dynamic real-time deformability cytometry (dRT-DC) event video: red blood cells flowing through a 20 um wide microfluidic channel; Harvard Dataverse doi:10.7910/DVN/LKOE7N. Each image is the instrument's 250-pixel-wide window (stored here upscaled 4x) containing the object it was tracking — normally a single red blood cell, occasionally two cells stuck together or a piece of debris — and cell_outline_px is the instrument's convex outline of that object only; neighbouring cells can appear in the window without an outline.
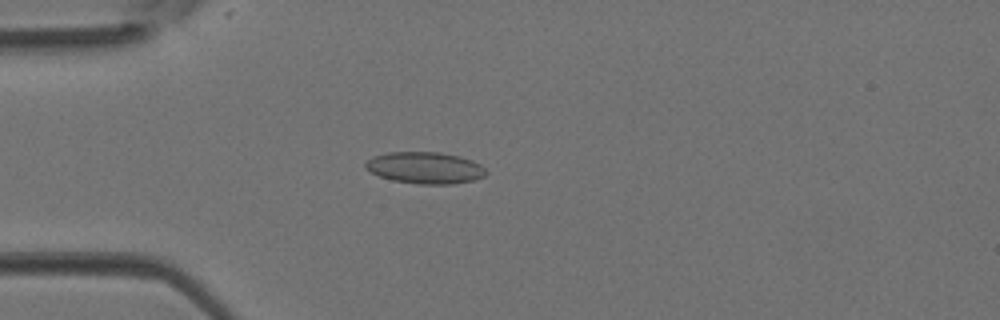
{"species": "Egyptian fruit bat (a non-hibernating species)", "species_latin": "Rousettus aegyptiacus", "temperature_condition": "room temperature", "stored_images_in_passage": 4, "camera_frame_rate_fps": 3000, "um_per_image_px": 0.085, "animal": {"sex": "female"}, "frame": {"image": 1, "passage_image": 4, "time_ms": 1.0, "image_size_px": [1000, 320], "cell_outline_px": [[488, 172], [484, 176], [472, 180], [452, 184], [416, 184], [392, 180], [380, 176], [364, 168], [364, 164], [372, 156], [388, 152], [440, 152], [460, 156], [472, 160], [480, 164]], "centroid_in_image_um": [36.12, 14.26], "position_along_channel_um": 48.9, "area_um2": 22.31}}